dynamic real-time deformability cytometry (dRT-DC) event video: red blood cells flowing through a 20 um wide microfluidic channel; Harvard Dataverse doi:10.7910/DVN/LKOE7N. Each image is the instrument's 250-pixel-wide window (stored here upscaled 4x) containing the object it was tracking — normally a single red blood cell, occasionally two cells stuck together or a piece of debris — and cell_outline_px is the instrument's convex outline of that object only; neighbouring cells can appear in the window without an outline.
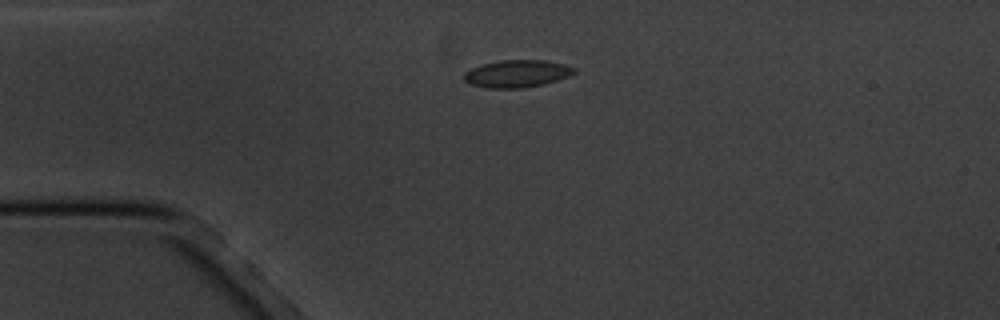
{"species": "common noctule bat (a hibernating species)", "species_latin": "Nyctalus noctula", "temperature_condition": "cold", "stored_images_in_passage": 2, "camera_frame_rate_fps": 3000, "um_per_image_px": 0.085, "animal": {"sex": "male", "body_mass_g": 20.1, "forearm_length_mm": 53.5}, "frame": {"image": 1, "passage_image": 1, "time_ms": 0.0, "image_size_px": [1000, 320], "cell_outline_px": [[576, 72], [556, 80], [544, 84], [524, 88], [488, 88], [472, 84], [464, 80], [460, 76], [464, 72], [472, 68], [484, 64], [500, 60], [544, 60], [564, 64], [576, 68]], "centroid_in_image_um": [43.91, 6.26], "position_along_channel_um": 41.1, "area_um2": 17.51}}